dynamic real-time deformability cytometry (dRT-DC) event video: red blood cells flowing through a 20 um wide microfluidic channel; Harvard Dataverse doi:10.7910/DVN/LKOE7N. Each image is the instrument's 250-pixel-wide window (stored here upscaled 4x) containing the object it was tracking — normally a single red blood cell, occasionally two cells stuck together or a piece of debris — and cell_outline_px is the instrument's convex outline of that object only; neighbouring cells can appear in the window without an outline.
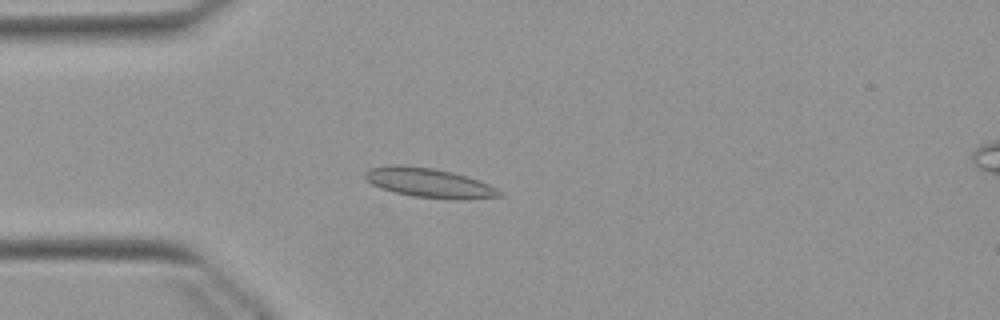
{"species": "Egyptian fruit bat (a non-hibernating species)", "species_latin": "Rousettus aegyptiacus", "temperature_condition": "warm", "stored_images_in_passage": 53, "camera_frame_rate_fps": 3000, "um_per_image_px": 0.085, "animal": {"sex": "female"}, "frame": {"image": 1, "passage_image": 14, "time_ms": 4.333, "image_size_px": [1000, 320], "cell_outline_px": [[500, 196], [460, 200], [456, 200], [412, 196], [392, 192], [380, 188], [372, 184], [364, 176], [364, 172], [368, 168], [388, 164], [400, 164], [432, 168], [452, 172], [468, 176], [488, 184], [496, 188], [500, 192]], "centroid_in_image_um": [36.41, 15.53], "position_along_channel_um": 48.6, "area_um2": 23.18}}
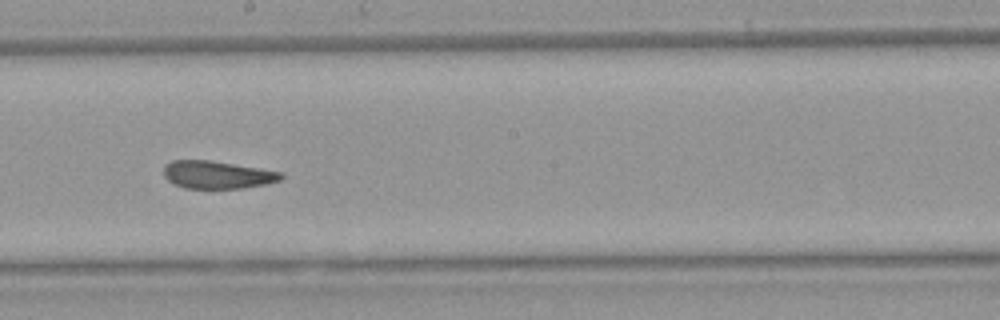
{"frame": {"image": 2, "passage_image": 29, "time_ms": 9.333, "image_size_px": [1000, 320], "cell_outline_px": [[284, 176], [280, 180], [268, 184], [244, 188], [184, 188], [168, 180], [164, 176], [164, 164], [172, 160], [208, 160], [260, 168], [284, 172]], "centroid_in_image_um": [18.5, 14.85], "position_along_channel_um": 229.7, "area_um2": 19.02}}
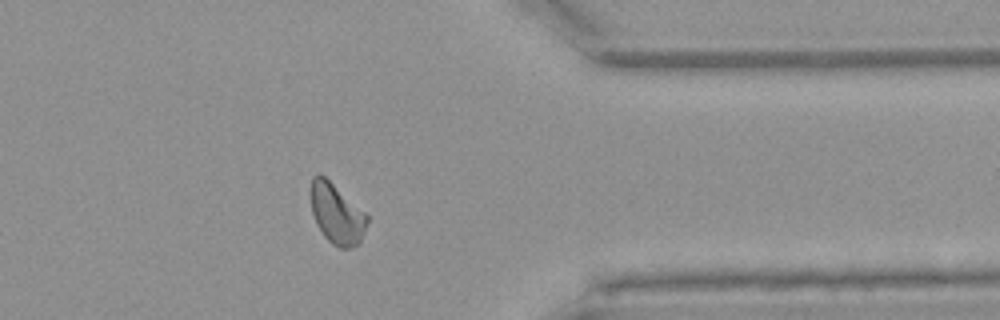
{"frame": {"image": 3, "passage_image": 42, "time_ms": 13.667, "image_size_px": [1000, 320], "cell_outline_px": [[368, 220], [360, 244], [352, 248], [340, 248], [332, 244], [324, 236], [316, 224], [312, 212], [308, 192], [308, 188], [312, 176], [320, 172], [364, 212], [368, 216]], "centroid_in_image_um": [28.56, 18.15], "position_along_channel_um": 382.8, "area_um2": 20.11}, "authors_computed_cell_mechanics": {"area_um2": 20.1722, "velocity_mm_per_s": 3.8702, "shape_relaxation_time_tau1_ms": null, "shape_relaxation_time_tau2_ms": 2.2625, "deformation_change_tau1": null, "deformation_change_tau2": 0.0596}}